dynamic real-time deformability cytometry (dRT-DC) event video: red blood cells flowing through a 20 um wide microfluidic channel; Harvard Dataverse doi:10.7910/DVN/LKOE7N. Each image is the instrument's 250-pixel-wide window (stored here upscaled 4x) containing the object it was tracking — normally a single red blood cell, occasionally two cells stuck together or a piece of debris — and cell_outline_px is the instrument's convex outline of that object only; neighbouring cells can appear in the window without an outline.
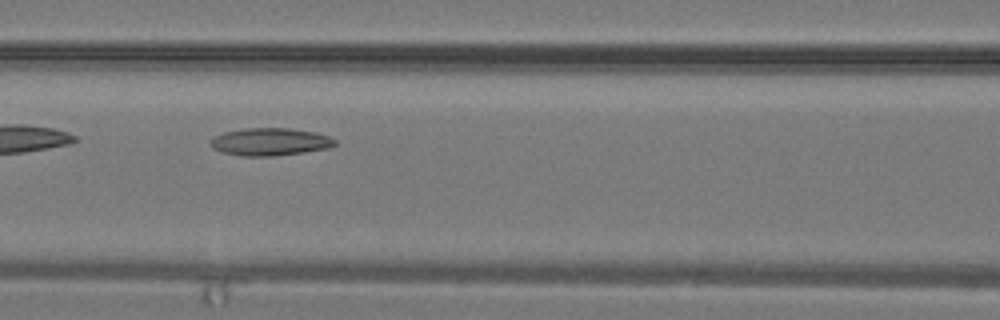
{"species": "common noctule bat (a hibernating species)", "species_latin": "Nyctalus noctula", "temperature_condition": "warm", "stored_images_in_passage": 33, "camera_frame_rate_fps": 3000, "um_per_image_px": 0.085, "animal": {"sex": "male", "body_mass_g": 19.2, "forearm_length_mm": 51.8}, "frame": {"image": 1, "passage_image": 15, "time_ms": 4.667, "image_size_px": [1000, 320], "cell_outline_px": [[336, 144], [328, 148], [304, 152], [272, 156], [240, 156], [220, 152], [212, 148], [208, 144], [208, 140], [212, 136], [224, 132], [244, 128], [292, 128], [316, 132], [328, 136], [336, 140]], "centroid_in_image_um": [22.88, 12.05], "position_along_channel_um": 143.7, "area_um2": 20.35}}
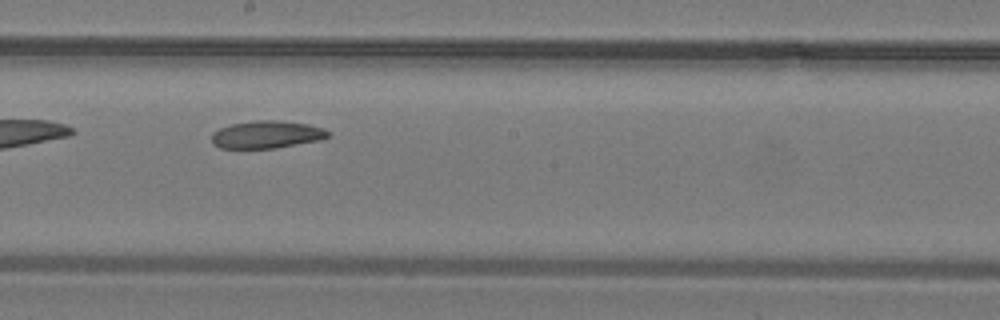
{"frame": {"image": 2, "passage_image": 19, "time_ms": 6.0, "image_size_px": [1000, 320], "cell_outline_px": [[328, 136], [320, 140], [276, 148], [220, 148], [212, 144], [212, 132], [220, 128], [232, 124], [252, 120], [276, 120], [308, 124], [324, 128], [328, 132]], "centroid_in_image_um": [22.64, 11.43], "position_along_channel_um": 225.6, "area_um2": 18.67}}